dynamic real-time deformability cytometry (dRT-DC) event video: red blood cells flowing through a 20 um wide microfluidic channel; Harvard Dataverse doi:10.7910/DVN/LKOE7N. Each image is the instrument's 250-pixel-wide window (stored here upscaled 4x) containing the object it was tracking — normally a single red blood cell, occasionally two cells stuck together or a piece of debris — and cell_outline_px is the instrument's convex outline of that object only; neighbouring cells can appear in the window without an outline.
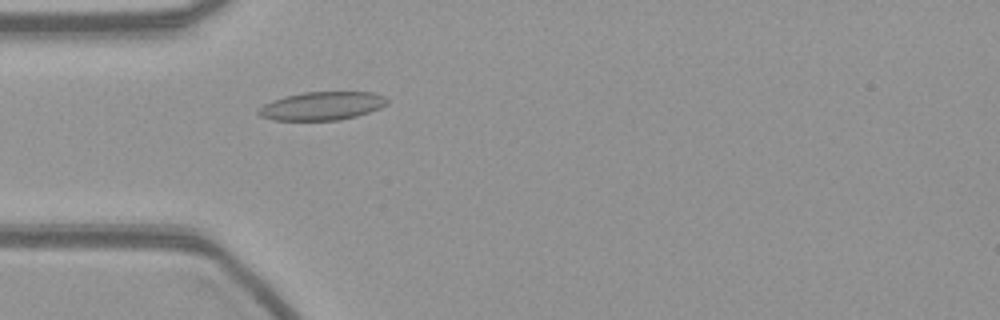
{"species": "common noctule bat (a hibernating species)", "species_latin": "Nyctalus noctula", "temperature_condition": "warm", "stored_images_in_passage": 55, "camera_frame_rate_fps": 3000, "um_per_image_px": 0.085, "animal": {"sex": "female", "body_mass_g": 21.9}, "frame": {"image": 1, "passage_image": 16, "time_ms": 5.0, "image_size_px": [1000, 320], "cell_outline_px": [[388, 104], [380, 108], [356, 116], [340, 120], [272, 120], [260, 116], [256, 112], [256, 108], [272, 100], [284, 96], [304, 92], [372, 92], [384, 96], [388, 100]], "centroid_in_image_um": [27.33, 9.0], "position_along_channel_um": 57.7, "area_um2": 21.39}}
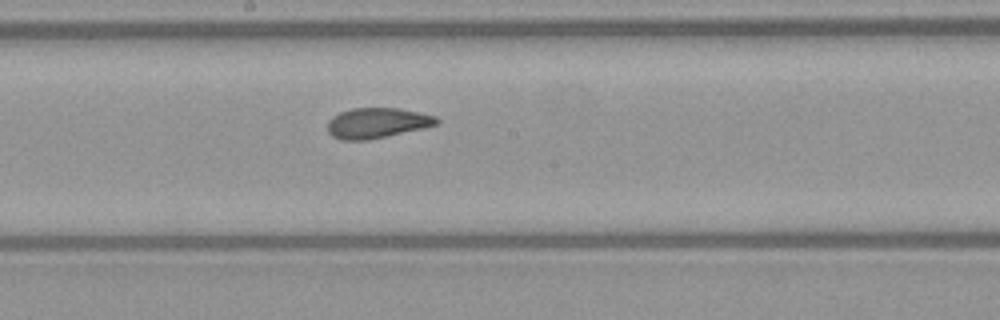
{"frame": {"image": 2, "passage_image": 29, "time_ms": 9.333, "image_size_px": [1000, 320], "cell_outline_px": [[440, 120], [436, 124], [420, 128], [368, 140], [340, 140], [332, 136], [328, 132], [328, 120], [332, 116], [340, 112], [352, 108], [396, 108], [436, 116]], "centroid_in_image_um": [31.98, 10.45], "position_along_channel_um": 216.2, "area_um2": 18.96}}
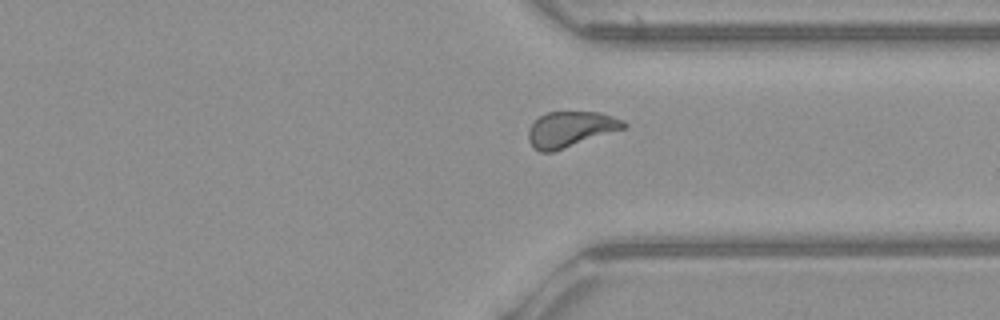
{"frame": {"image": 3, "passage_image": 41, "time_ms": 13.333, "image_size_px": [1000, 320], "cell_outline_px": [[628, 124], [624, 128], [552, 152], [540, 152], [532, 148], [528, 140], [528, 128], [540, 116], [548, 112], [600, 112], [624, 120]], "centroid_in_image_um": [48.46, 10.98], "position_along_channel_um": 362.9, "area_um2": 19.59}}